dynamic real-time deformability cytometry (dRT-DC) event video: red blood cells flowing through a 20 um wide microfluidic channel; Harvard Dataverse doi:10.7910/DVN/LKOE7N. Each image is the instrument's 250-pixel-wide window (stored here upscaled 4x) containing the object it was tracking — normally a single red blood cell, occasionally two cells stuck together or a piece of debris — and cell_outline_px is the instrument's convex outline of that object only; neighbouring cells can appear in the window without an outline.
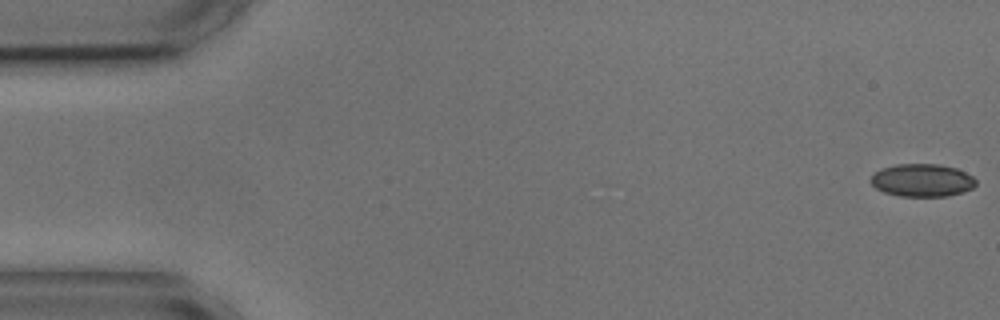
{"species": "common noctule bat (a hibernating species)", "species_latin": "Nyctalus noctula", "temperature_condition": "cold", "stored_images_in_passage": 5, "camera_frame_rate_fps": 3000, "um_per_image_px": 0.085, "animal": {"sex": "male", "body_mass_g": 17.9, "forearm_length_mm": 54.2}, "frame": {"image": 1, "passage_image": 1, "time_ms": 0.0, "image_size_px": [1000, 320], "cell_outline_px": [[976, 184], [972, 188], [964, 192], [948, 196], [900, 196], [884, 192], [876, 188], [868, 180], [880, 168], [896, 164], [940, 164], [956, 168], [972, 176], [976, 180]], "centroid_in_image_um": [78.37, 15.32], "position_along_channel_um": 6.6, "area_um2": 20.17}}
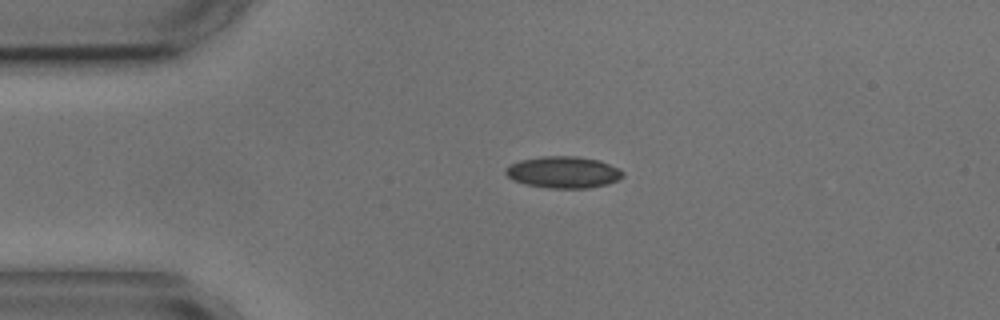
{"frame": {"image": 2, "passage_image": 4, "time_ms": 3.667, "image_size_px": [1000, 320], "cell_outline_px": [[624, 176], [608, 184], [588, 188], [548, 188], [524, 184], [512, 180], [504, 172], [504, 168], [520, 160], [544, 156], [576, 156], [600, 160], [624, 172]], "centroid_in_image_um": [47.86, 14.64], "position_along_channel_um": 37.1, "area_um2": 21.62}}